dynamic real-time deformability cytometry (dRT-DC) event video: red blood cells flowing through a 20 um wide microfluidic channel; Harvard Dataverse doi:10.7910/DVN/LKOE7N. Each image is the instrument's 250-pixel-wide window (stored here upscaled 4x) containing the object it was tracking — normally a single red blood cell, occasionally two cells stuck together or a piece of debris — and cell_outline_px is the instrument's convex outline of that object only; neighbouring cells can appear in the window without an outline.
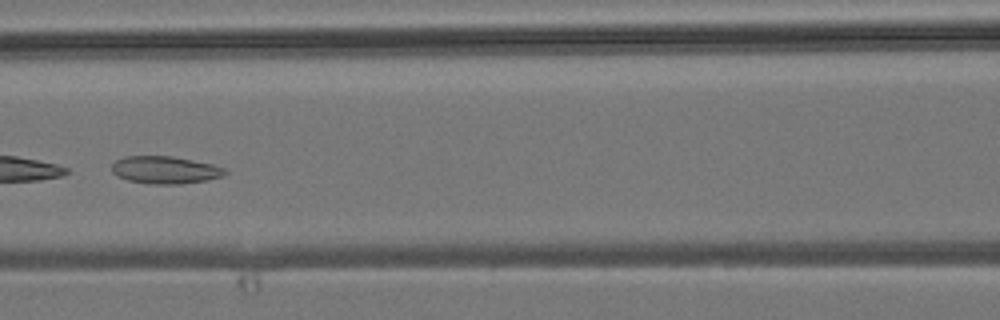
{"species": "common noctule bat (a hibernating species)", "species_latin": "Nyctalus noctula", "temperature_condition": "room temperature", "stored_images_in_passage": 6, "camera_frame_rate_fps": 3000, "um_per_image_px": 0.085, "animal": {"sex": "male", "body_mass_g": 19.2, "forearm_length_mm": 51.8}, "frame": {"image": 1, "passage_image": 6, "time_ms": 5.667, "image_size_px": [1000, 320], "cell_outline_px": [[228, 172], [224, 176], [204, 180], [180, 184], [148, 184], [128, 180], [112, 172], [112, 164], [116, 160], [124, 156], [172, 156], [212, 164], [228, 168]], "centroid_in_image_um": [14.06, 14.44], "position_along_channel_um": 152.5, "area_um2": 18.15}}